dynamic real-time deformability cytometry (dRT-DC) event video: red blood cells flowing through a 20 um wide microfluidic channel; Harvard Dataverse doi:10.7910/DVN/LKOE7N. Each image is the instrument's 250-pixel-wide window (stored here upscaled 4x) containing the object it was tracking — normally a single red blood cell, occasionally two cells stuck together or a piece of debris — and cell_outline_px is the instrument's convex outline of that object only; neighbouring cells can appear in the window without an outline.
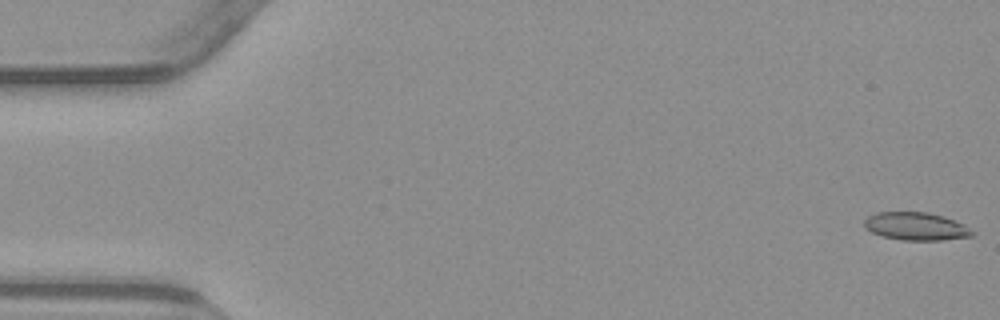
{"species": "common noctule bat (a hibernating species)", "species_latin": "Nyctalus noctula", "temperature_condition": "warm", "stored_images_in_passage": 54, "camera_frame_rate_fps": 3000, "um_per_image_px": 0.085, "animal": {"sex": "male", "body_mass_g": 23.1, "forearm_length_mm": 52.7}, "frame": {"image": 1, "passage_image": 1, "time_ms": 0.0, "image_size_px": [1000, 320], "cell_outline_px": [[976, 232], [972, 236], [940, 240], [904, 240], [884, 236], [872, 232], [864, 228], [864, 220], [868, 216], [876, 212], [928, 212], [944, 216], [964, 224]], "centroid_in_image_um": [77.87, 19.23], "position_along_channel_um": 7.1, "area_um2": 17.57}}
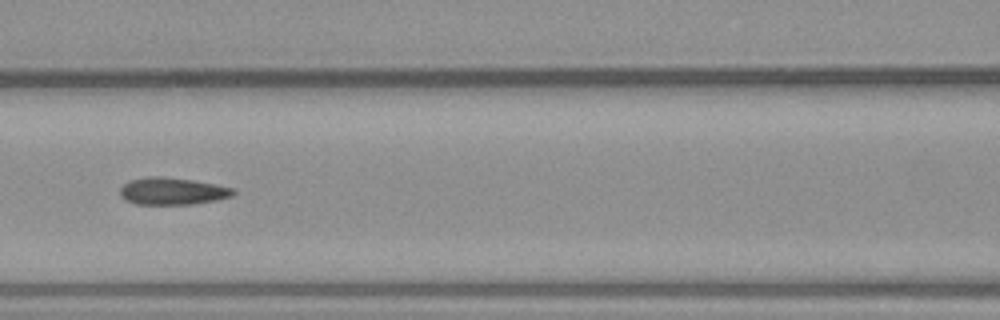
{"frame": {"image": 2, "passage_image": 24, "time_ms": 7.667, "image_size_px": [1000, 320], "cell_outline_px": [[236, 192], [232, 196], [216, 200], [192, 204], [136, 204], [120, 196], [120, 188], [124, 184], [132, 180], [148, 176], [160, 176], [192, 180], [216, 184], [236, 188]], "centroid_in_image_um": [14.69, 16.24], "position_along_channel_um": 151.9, "area_um2": 17.86}}
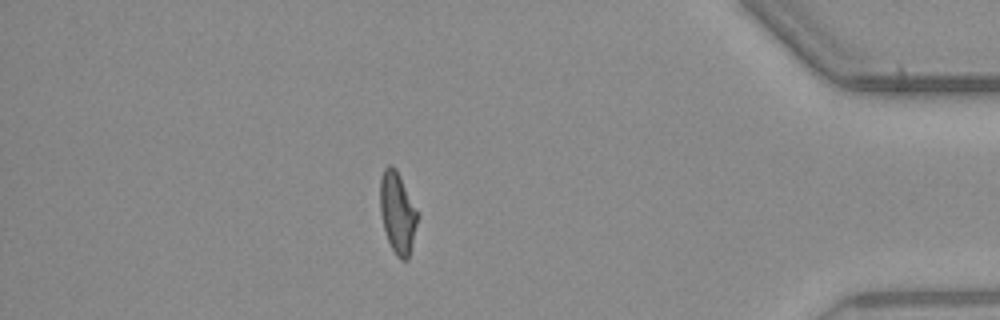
{"frame": {"image": 3, "passage_image": 47, "time_ms": 15.333, "image_size_px": [1000, 320], "cell_outline_px": [[416, 224], [408, 260], [400, 260], [396, 256], [388, 240], [384, 228], [380, 212], [380, 180], [384, 168], [388, 164], [392, 164], [396, 168], [400, 176], [416, 212]], "centroid_in_image_um": [33.74, 18.07], "position_along_channel_um": 401.5, "area_um2": 17.17}, "authors_computed_cell_mechanics": {"area_um2": 18.0336, "velocity_mm_per_s": 3.8456, "shape_relaxation_time_tau1_ms": null, "shape_relaxation_time_tau2_ms": 2.1485, "deformation_change_tau1": null, "deformation_change_tau2": 0.0853}}